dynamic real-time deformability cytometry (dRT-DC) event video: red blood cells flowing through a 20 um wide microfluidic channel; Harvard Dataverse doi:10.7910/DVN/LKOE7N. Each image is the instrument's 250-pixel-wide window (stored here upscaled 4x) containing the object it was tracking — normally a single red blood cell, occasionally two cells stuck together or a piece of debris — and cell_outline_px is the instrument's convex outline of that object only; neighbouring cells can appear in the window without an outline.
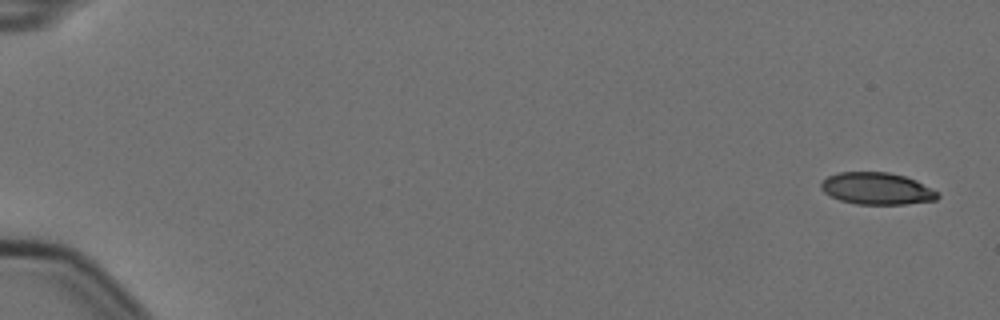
{"species": "Egyptian fruit bat (a non-hibernating species)", "species_latin": "Rousettus aegyptiacus", "temperature_condition": "cold", "stored_images_in_passage": 6, "camera_frame_rate_fps": 3000, "um_per_image_px": 0.085, "animal": {"sex": "female"}, "frame": {"image": 1, "passage_image": 1, "time_ms": 0.0, "image_size_px": [1000, 320], "cell_outline_px": [[940, 196], [936, 200], [904, 204], [856, 204], [840, 200], [824, 192], [820, 188], [820, 184], [828, 176], [836, 172], [888, 172], [904, 176], [916, 180], [936, 192]], "centroid_in_image_um": [74.5, 16.02], "position_along_channel_um": 10.5, "area_um2": 21.56}}